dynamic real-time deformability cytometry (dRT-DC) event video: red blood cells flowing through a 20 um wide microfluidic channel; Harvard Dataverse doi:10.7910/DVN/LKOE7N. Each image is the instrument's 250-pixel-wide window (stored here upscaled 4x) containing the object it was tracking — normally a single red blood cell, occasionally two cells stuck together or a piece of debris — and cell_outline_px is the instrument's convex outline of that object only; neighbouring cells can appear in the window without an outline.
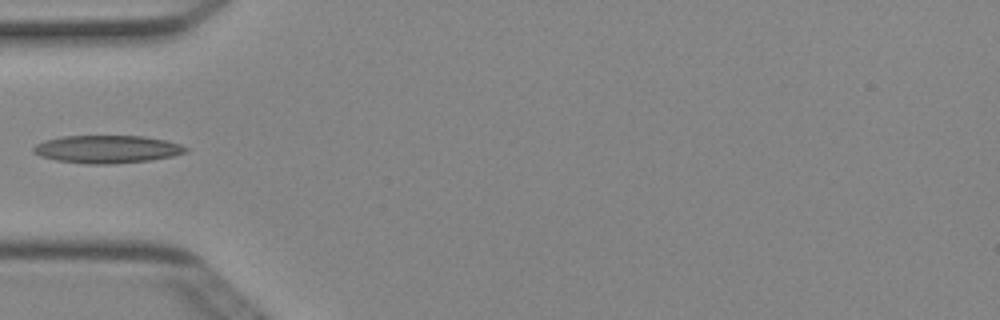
{"species": "Egyptian fruit bat (a non-hibernating species)", "species_latin": "Rousettus aegyptiacus", "temperature_condition": "cold", "stored_images_in_passage": 4, "camera_frame_rate_fps": 3000, "um_per_image_px": 0.085, "animal": {"sex": "female"}, "frame": {"image": 1, "passage_image": 4, "time_ms": 1.0, "image_size_px": [1000, 320], "cell_outline_px": [[188, 152], [172, 156], [152, 160], [112, 164], [88, 164], [56, 160], [40, 156], [32, 152], [32, 148], [36, 144], [44, 140], [64, 136], [144, 136], [164, 140], [180, 144], [188, 148]], "centroid_in_image_um": [9.1, 12.68], "position_along_channel_um": 75.9, "area_um2": 24.74}}